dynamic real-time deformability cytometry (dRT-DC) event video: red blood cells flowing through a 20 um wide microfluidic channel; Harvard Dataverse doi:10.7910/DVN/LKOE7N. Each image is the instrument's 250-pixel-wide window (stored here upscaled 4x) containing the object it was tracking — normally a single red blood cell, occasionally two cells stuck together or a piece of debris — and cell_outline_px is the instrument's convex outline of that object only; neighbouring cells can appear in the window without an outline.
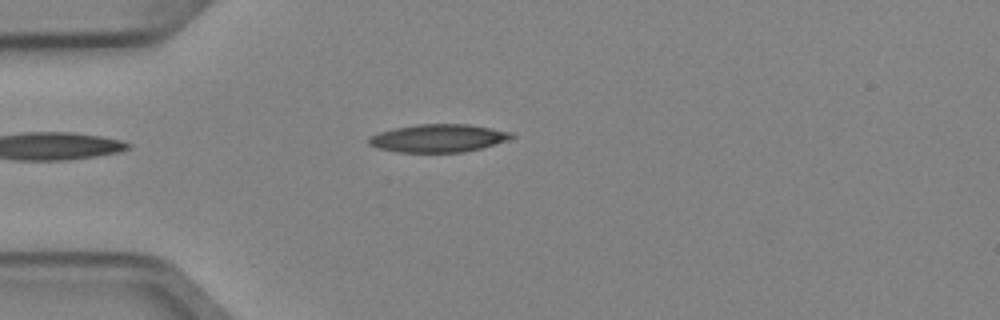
{"species": "Egyptian fruit bat (a non-hibernating species)", "species_latin": "Rousettus aegyptiacus", "temperature_condition": "cold", "stored_images_in_passage": 5, "camera_frame_rate_fps": 3000, "um_per_image_px": 0.085, "animal": {"sex": "female"}, "frame": {"image": 1, "passage_image": 4, "time_ms": 1.0, "image_size_px": [1000, 320], "cell_outline_px": [[516, 136], [508, 140], [480, 148], [464, 152], [396, 152], [376, 148], [368, 144], [368, 136], [392, 128], [416, 124], [468, 124], [512, 132]], "centroid_in_image_um": [37.21, 11.74], "position_along_channel_um": 47.8, "area_um2": 23.35}}